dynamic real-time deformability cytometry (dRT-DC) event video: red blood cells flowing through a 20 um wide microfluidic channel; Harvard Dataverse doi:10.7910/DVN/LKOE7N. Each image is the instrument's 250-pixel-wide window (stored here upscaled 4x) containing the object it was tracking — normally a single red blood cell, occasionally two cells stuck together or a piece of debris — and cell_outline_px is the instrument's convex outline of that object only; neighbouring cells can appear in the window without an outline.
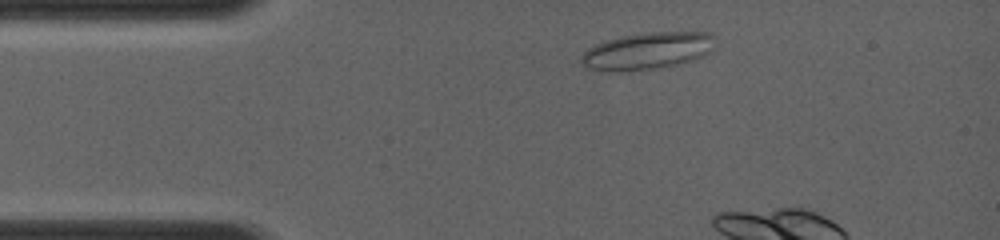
{"species": "common noctule bat (a hibernating species)", "species_latin": "Nyctalus noctula", "temperature_condition": "room temperature", "stored_images_in_passage": 2, "camera_frame_rate_fps": 4000, "um_per_image_px": 0.085, "animal": {"sex": "female", "body_mass_g": 19.0, "forearm_length_mm": 56.7}, "frame": {"image": 1, "passage_image": 1, "time_ms": 0.0, "image_size_px": [1000, 240], "cell_outline_px": [[716, 48], [692, 60], [660, 68], [620, 72], [604, 72], [588, 68], [580, 64], [580, 56], [588, 48], [604, 40], [620, 36], [648, 32], [708, 32], [716, 36]], "centroid_in_image_um": [55.0, 4.33], "position_along_channel_um": 30.0, "area_um2": 29.42}}